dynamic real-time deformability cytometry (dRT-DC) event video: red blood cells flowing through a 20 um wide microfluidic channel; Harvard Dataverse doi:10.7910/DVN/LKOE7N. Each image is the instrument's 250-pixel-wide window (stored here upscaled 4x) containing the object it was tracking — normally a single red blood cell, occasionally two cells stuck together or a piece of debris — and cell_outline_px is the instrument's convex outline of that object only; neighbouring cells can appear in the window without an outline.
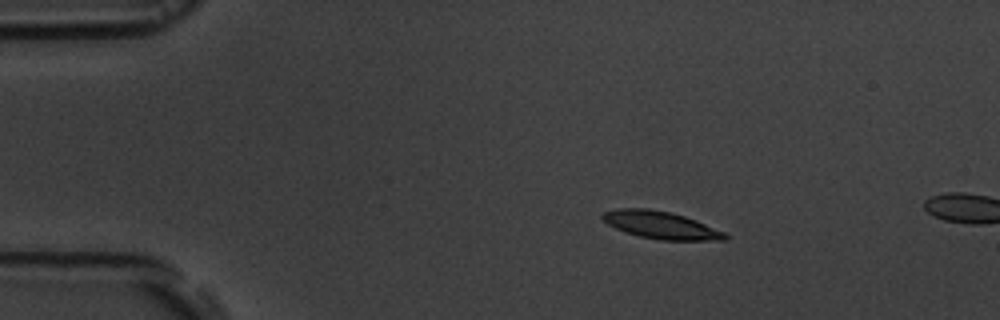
{"species": "common noctule bat (a hibernating species)", "species_latin": "Nyctalus noctula", "temperature_condition": "room temperature", "stored_images_in_passage": 3, "camera_frame_rate_fps": 3000, "um_per_image_px": 0.085, "animal": {"sex": "male", "body_mass_g": 19.5, "forearm_length_mm": 54.6}, "frame": {"image": 1, "passage_image": 1, "time_ms": 0.0, "image_size_px": [1000, 320], "cell_outline_px": [[728, 240], [660, 240], [640, 236], [624, 232], [608, 224], [600, 216], [604, 212], [620, 208], [648, 208], [672, 212], [696, 220], [724, 232], [728, 236]], "centroid_in_image_um": [56.17, 19.13], "position_along_channel_um": 28.8, "area_um2": 19.54}}